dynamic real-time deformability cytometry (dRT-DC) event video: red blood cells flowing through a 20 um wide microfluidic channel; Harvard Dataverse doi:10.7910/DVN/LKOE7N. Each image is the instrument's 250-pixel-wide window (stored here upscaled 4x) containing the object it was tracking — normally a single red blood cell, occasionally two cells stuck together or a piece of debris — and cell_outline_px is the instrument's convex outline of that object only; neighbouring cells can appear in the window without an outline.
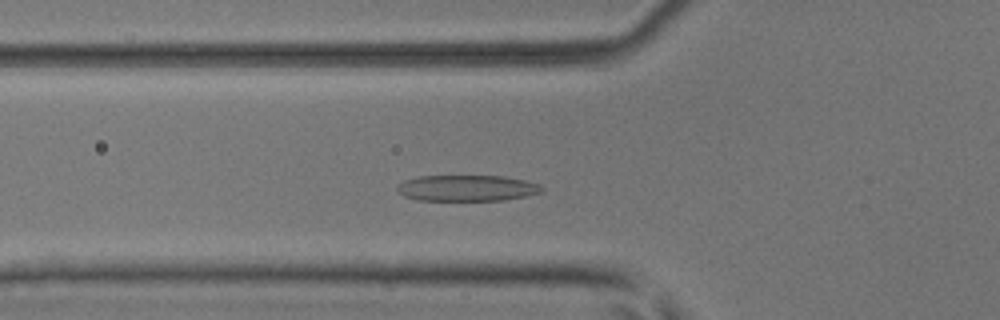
{"species": "common noctule bat (a hibernating species)", "species_latin": "Nyctalus noctula", "temperature_condition": "room temperature", "stored_images_in_passage": 44, "camera_frame_rate_fps": 3000, "um_per_image_px": 0.085, "animal": {"sex": "male", "body_mass_g": 17.9, "forearm_length_mm": 54.2}, "frame": {"image": 1, "passage_image": 12, "time_ms": 3.667, "image_size_px": [1000, 320], "cell_outline_px": [[544, 188], [540, 192], [524, 196], [504, 200], [420, 200], [404, 196], [396, 188], [404, 180], [420, 176], [504, 176], [524, 180], [540, 184]], "centroid_in_image_um": [39.7, 15.98], "position_along_channel_um": 86.1, "area_um2": 21.73}}
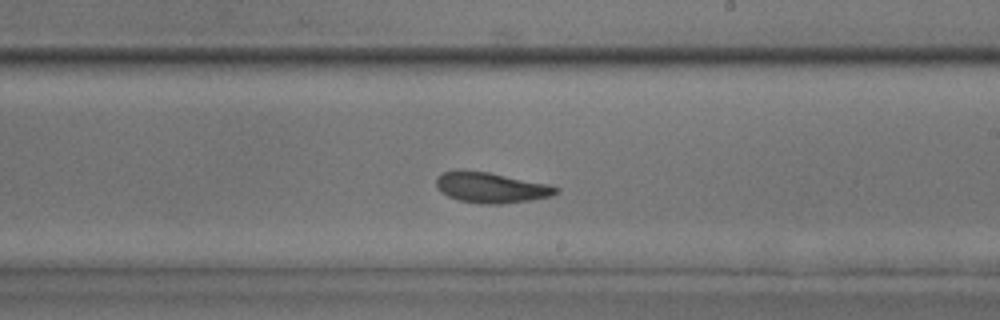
{"frame": {"image": 2, "passage_image": 24, "time_ms": 7.667, "image_size_px": [1000, 320], "cell_outline_px": [[560, 192], [552, 196], [532, 200], [500, 204], [480, 204], [456, 200], [440, 192], [436, 184], [436, 176], [440, 172], [456, 168], [460, 168], [488, 172], [548, 184], [560, 188]], "centroid_in_image_um": [41.68, 15.93], "position_along_channel_um": 247.3, "area_um2": 21.91}}
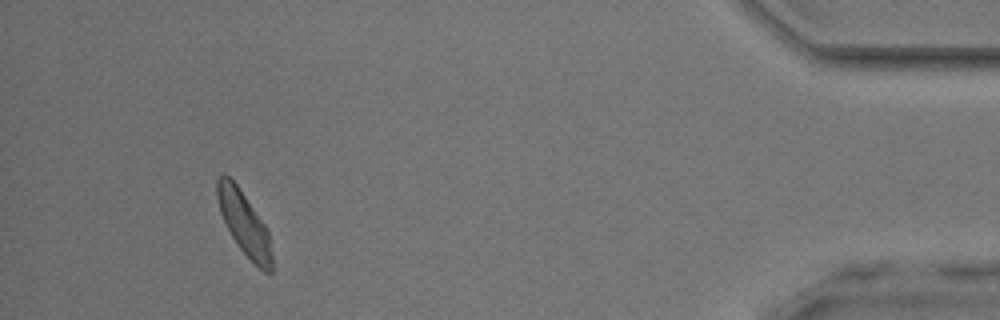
{"frame": {"image": 3, "passage_image": 41, "time_ms": 13.333, "image_size_px": [1000, 320], "cell_outline_px": [[272, 272], [264, 272], [240, 248], [232, 236], [220, 212], [216, 196], [216, 180], [224, 172], [236, 184], [268, 228], [272, 256]], "centroid_in_image_um": [20.75, 18.96], "position_along_channel_um": 414.4, "area_um2": 19.88}, "authors_computed_cell_mechanics": {"area_um2": 21.4149, "velocity_mm_per_s": 4.0554, "shape_relaxation_time_tau1_ms": 3.2912, "shape_relaxation_time_tau2_ms": 1.7682, "deformation_change_tau1": 0.1381, "deformation_change_tau2": 0.1004}}